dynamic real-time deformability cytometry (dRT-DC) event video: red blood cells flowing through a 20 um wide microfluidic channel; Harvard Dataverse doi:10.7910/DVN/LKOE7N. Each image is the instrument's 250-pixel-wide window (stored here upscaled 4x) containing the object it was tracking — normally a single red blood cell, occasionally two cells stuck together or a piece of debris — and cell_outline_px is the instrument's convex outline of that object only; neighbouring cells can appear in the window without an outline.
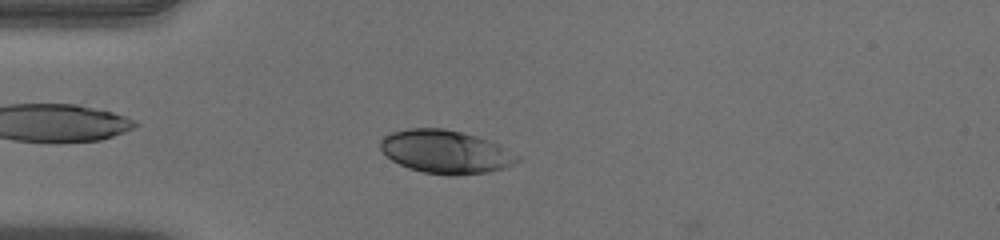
{"species": "human", "species_latin": "Homo sapiens", "temperature_condition": "warm", "stored_images_in_passage": 51, "camera_frame_rate_fps": 3000, "um_per_image_px": 0.085, "donor": {"sex": "male"}, "frame": {"image": 1, "passage_image": 13, "time_ms": 4.0, "image_size_px": [1000, 240], "cell_outline_px": [[520, 160], [516, 164], [504, 168], [488, 172], [452, 176], [424, 172], [408, 168], [392, 160], [380, 148], [380, 140], [384, 136], [392, 132], [408, 128], [444, 128], [476, 136], [500, 144], [520, 156]], "centroid_in_image_um": [37.91, 12.9], "position_along_channel_um": 47.1, "area_um2": 34.62}}
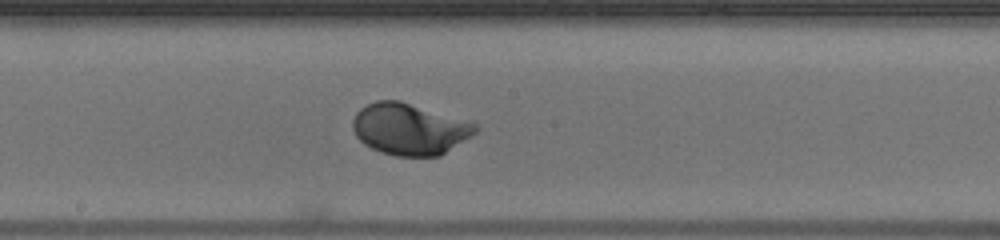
{"frame": {"image": 2, "passage_image": 27, "time_ms": 8.667, "image_size_px": [1000, 240], "cell_outline_px": [[480, 128], [472, 136], [440, 156], [396, 156], [380, 152], [364, 144], [356, 136], [352, 128], [352, 120], [356, 112], [360, 108], [376, 100], [400, 100], [476, 124]], "centroid_in_image_um": [34.78, 10.98], "position_along_channel_um": 213.4, "area_um2": 36.76}}
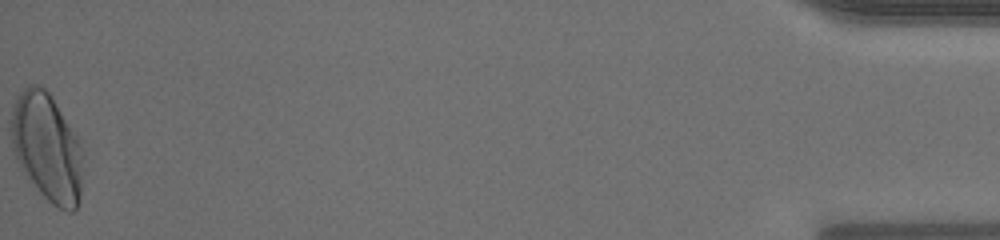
{"frame": {"image": 3, "passage_image": 51, "time_ms": 16.667, "image_size_px": [1000, 240], "cell_outline_px": [[80, 200], [76, 208], [72, 212], [68, 212], [56, 208], [28, 184], [16, 160], [12, 148], [12, 104], [20, 92], [28, 84], [36, 84], [44, 88], [52, 96], [76, 136], [80, 152]], "centroid_in_image_um": [3.93, 12.57], "position_along_channel_um": 431.3, "area_um2": 45.14}, "authors_computed_cell_mechanics": {"area_um2": 36.0672, "velocity_mm_per_s": 3.9406, "shape_relaxation_time_tau1_ms": 2.4791, "shape_relaxation_time_tau2_ms": null, "deformation_change_tau1": 0.1611, "deformation_change_tau2": null}}